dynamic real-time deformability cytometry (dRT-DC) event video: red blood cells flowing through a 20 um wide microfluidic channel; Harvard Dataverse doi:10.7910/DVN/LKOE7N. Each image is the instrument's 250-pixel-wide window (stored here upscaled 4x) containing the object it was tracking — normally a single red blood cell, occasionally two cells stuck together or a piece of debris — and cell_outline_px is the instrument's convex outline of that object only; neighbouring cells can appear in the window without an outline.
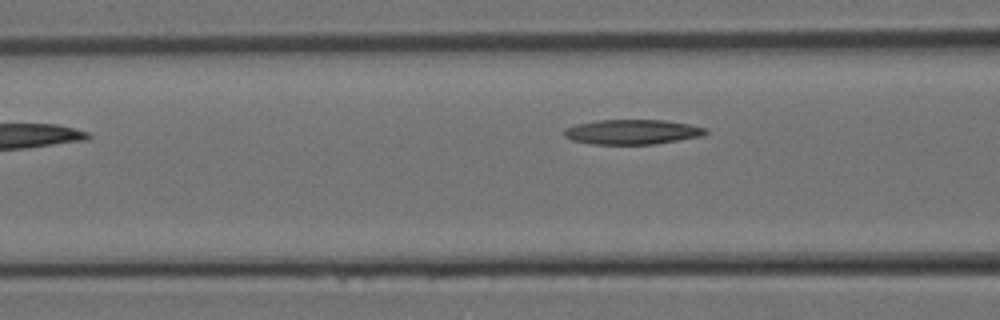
{"species": "Egyptian fruit bat (a non-hibernating species)", "species_latin": "Rousettus aegyptiacus", "temperature_condition": "room temperature", "stored_images_in_passage": 8, "segment_of_instrument_passage": [2, 2], "camera_frame_rate_fps": 3000, "um_per_image_px": 0.085, "animal": {"sex": "female"}, "frame": {"image": 1, "passage_image": 8, "time_ms": 2.333, "image_size_px": [1000, 320], "cell_outline_px": [[708, 132], [700, 136], [656, 144], [592, 144], [572, 140], [564, 136], [564, 128], [576, 124], [596, 120], [664, 120], [688, 124], [708, 128]], "centroid_in_image_um": [53.72, 11.21], "position_along_channel_um": 112.9, "area_um2": 20.46}}